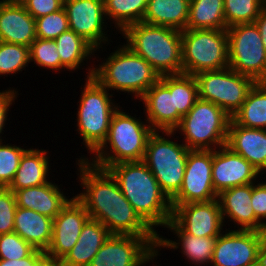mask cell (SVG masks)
<instances>
[{
  "label": "cell",
  "instance_id": "6da1fadb",
  "mask_svg": "<svg viewBox=\"0 0 266 266\" xmlns=\"http://www.w3.org/2000/svg\"><path fill=\"white\" fill-rule=\"evenodd\" d=\"M79 162L80 181L86 192L75 198L90 218L103 224L111 234L159 237L136 213L107 170L92 167L85 158Z\"/></svg>",
  "mask_w": 266,
  "mask_h": 266
},
{
  "label": "cell",
  "instance_id": "7a4b0ae2",
  "mask_svg": "<svg viewBox=\"0 0 266 266\" xmlns=\"http://www.w3.org/2000/svg\"><path fill=\"white\" fill-rule=\"evenodd\" d=\"M140 218L152 229L172 218L171 200L143 161L122 162L106 169ZM167 199V200H166Z\"/></svg>",
  "mask_w": 266,
  "mask_h": 266
},
{
  "label": "cell",
  "instance_id": "3957f363",
  "mask_svg": "<svg viewBox=\"0 0 266 266\" xmlns=\"http://www.w3.org/2000/svg\"><path fill=\"white\" fill-rule=\"evenodd\" d=\"M123 32L126 46L143 57L159 76L182 74V31L139 22Z\"/></svg>",
  "mask_w": 266,
  "mask_h": 266
},
{
  "label": "cell",
  "instance_id": "277c9868",
  "mask_svg": "<svg viewBox=\"0 0 266 266\" xmlns=\"http://www.w3.org/2000/svg\"><path fill=\"white\" fill-rule=\"evenodd\" d=\"M92 76L107 90L132 92L140 98L160 79L153 67L126 45L112 53L98 69H92L88 77Z\"/></svg>",
  "mask_w": 266,
  "mask_h": 266
},
{
  "label": "cell",
  "instance_id": "5b68a950",
  "mask_svg": "<svg viewBox=\"0 0 266 266\" xmlns=\"http://www.w3.org/2000/svg\"><path fill=\"white\" fill-rule=\"evenodd\" d=\"M147 126L117 109L111 118L108 136L95 151L96 161L94 160V164L91 165L106 170L118 163L142 161L148 138L154 132L151 125ZM107 142L114 155L103 152V149L108 146Z\"/></svg>",
  "mask_w": 266,
  "mask_h": 266
},
{
  "label": "cell",
  "instance_id": "8992f818",
  "mask_svg": "<svg viewBox=\"0 0 266 266\" xmlns=\"http://www.w3.org/2000/svg\"><path fill=\"white\" fill-rule=\"evenodd\" d=\"M182 73L200 72L229 67L227 30L186 29L182 31Z\"/></svg>",
  "mask_w": 266,
  "mask_h": 266
},
{
  "label": "cell",
  "instance_id": "52a82bcc",
  "mask_svg": "<svg viewBox=\"0 0 266 266\" xmlns=\"http://www.w3.org/2000/svg\"><path fill=\"white\" fill-rule=\"evenodd\" d=\"M230 120L219 106L198 98L176 128L184 132L189 149L211 150L213 144L220 149L226 145Z\"/></svg>",
  "mask_w": 266,
  "mask_h": 266
},
{
  "label": "cell",
  "instance_id": "ba28073f",
  "mask_svg": "<svg viewBox=\"0 0 266 266\" xmlns=\"http://www.w3.org/2000/svg\"><path fill=\"white\" fill-rule=\"evenodd\" d=\"M189 150L185 144L162 138L156 131L148 138L142 161L170 200L181 188Z\"/></svg>",
  "mask_w": 266,
  "mask_h": 266
},
{
  "label": "cell",
  "instance_id": "9c48e42d",
  "mask_svg": "<svg viewBox=\"0 0 266 266\" xmlns=\"http://www.w3.org/2000/svg\"><path fill=\"white\" fill-rule=\"evenodd\" d=\"M87 79L80 99L77 125L88 150L95 152L106 140L111 118L118 108H113L104 86L93 76Z\"/></svg>",
  "mask_w": 266,
  "mask_h": 266
},
{
  "label": "cell",
  "instance_id": "30bf717a",
  "mask_svg": "<svg viewBox=\"0 0 266 266\" xmlns=\"http://www.w3.org/2000/svg\"><path fill=\"white\" fill-rule=\"evenodd\" d=\"M194 76L198 84V98L216 104L230 117L241 108L256 83L253 78L230 67L204 71Z\"/></svg>",
  "mask_w": 266,
  "mask_h": 266
},
{
  "label": "cell",
  "instance_id": "8fae6325",
  "mask_svg": "<svg viewBox=\"0 0 266 266\" xmlns=\"http://www.w3.org/2000/svg\"><path fill=\"white\" fill-rule=\"evenodd\" d=\"M229 67L256 82H266V50L255 23L228 27Z\"/></svg>",
  "mask_w": 266,
  "mask_h": 266
},
{
  "label": "cell",
  "instance_id": "7c38bea8",
  "mask_svg": "<svg viewBox=\"0 0 266 266\" xmlns=\"http://www.w3.org/2000/svg\"><path fill=\"white\" fill-rule=\"evenodd\" d=\"M178 244L162 237L111 234L89 266H141L157 255L156 247L174 249Z\"/></svg>",
  "mask_w": 266,
  "mask_h": 266
},
{
  "label": "cell",
  "instance_id": "4fadbf2b",
  "mask_svg": "<svg viewBox=\"0 0 266 266\" xmlns=\"http://www.w3.org/2000/svg\"><path fill=\"white\" fill-rule=\"evenodd\" d=\"M266 256V232L235 230L216 238L213 266H252Z\"/></svg>",
  "mask_w": 266,
  "mask_h": 266
},
{
  "label": "cell",
  "instance_id": "5bb4252c",
  "mask_svg": "<svg viewBox=\"0 0 266 266\" xmlns=\"http://www.w3.org/2000/svg\"><path fill=\"white\" fill-rule=\"evenodd\" d=\"M217 197L212 181V149H190L182 185L171 199V206L207 202Z\"/></svg>",
  "mask_w": 266,
  "mask_h": 266
},
{
  "label": "cell",
  "instance_id": "9a60e30c",
  "mask_svg": "<svg viewBox=\"0 0 266 266\" xmlns=\"http://www.w3.org/2000/svg\"><path fill=\"white\" fill-rule=\"evenodd\" d=\"M222 223L220 204L214 199L172 206V218L166 226L176 233H188L200 238L218 237Z\"/></svg>",
  "mask_w": 266,
  "mask_h": 266
},
{
  "label": "cell",
  "instance_id": "2e32d148",
  "mask_svg": "<svg viewBox=\"0 0 266 266\" xmlns=\"http://www.w3.org/2000/svg\"><path fill=\"white\" fill-rule=\"evenodd\" d=\"M89 218L87 210L74 197L53 219L52 238L46 251L52 266H56L74 247L84 224Z\"/></svg>",
  "mask_w": 266,
  "mask_h": 266
},
{
  "label": "cell",
  "instance_id": "e0dca14e",
  "mask_svg": "<svg viewBox=\"0 0 266 266\" xmlns=\"http://www.w3.org/2000/svg\"><path fill=\"white\" fill-rule=\"evenodd\" d=\"M140 99L145 103L147 119L154 131L157 128L171 135L177 130L182 116L175 107L174 75L160 76Z\"/></svg>",
  "mask_w": 266,
  "mask_h": 266
},
{
  "label": "cell",
  "instance_id": "ac0fdd59",
  "mask_svg": "<svg viewBox=\"0 0 266 266\" xmlns=\"http://www.w3.org/2000/svg\"><path fill=\"white\" fill-rule=\"evenodd\" d=\"M221 149H212V181L216 194L232 187L252 184L260 172L226 145Z\"/></svg>",
  "mask_w": 266,
  "mask_h": 266
},
{
  "label": "cell",
  "instance_id": "d6986e66",
  "mask_svg": "<svg viewBox=\"0 0 266 266\" xmlns=\"http://www.w3.org/2000/svg\"><path fill=\"white\" fill-rule=\"evenodd\" d=\"M63 7L70 30L83 37L96 50L101 41H107L102 31L105 15L103 0H63Z\"/></svg>",
  "mask_w": 266,
  "mask_h": 266
},
{
  "label": "cell",
  "instance_id": "ffe728a7",
  "mask_svg": "<svg viewBox=\"0 0 266 266\" xmlns=\"http://www.w3.org/2000/svg\"><path fill=\"white\" fill-rule=\"evenodd\" d=\"M36 38L35 18L25 6L0 1V41L30 47Z\"/></svg>",
  "mask_w": 266,
  "mask_h": 266
},
{
  "label": "cell",
  "instance_id": "44dd1931",
  "mask_svg": "<svg viewBox=\"0 0 266 266\" xmlns=\"http://www.w3.org/2000/svg\"><path fill=\"white\" fill-rule=\"evenodd\" d=\"M252 184L232 187L218 194L222 218L228 216L241 225L240 230L266 232V223L255 218L251 206Z\"/></svg>",
  "mask_w": 266,
  "mask_h": 266
},
{
  "label": "cell",
  "instance_id": "7402d4cb",
  "mask_svg": "<svg viewBox=\"0 0 266 266\" xmlns=\"http://www.w3.org/2000/svg\"><path fill=\"white\" fill-rule=\"evenodd\" d=\"M226 146L245 158L259 172L266 169V128H246L231 119Z\"/></svg>",
  "mask_w": 266,
  "mask_h": 266
},
{
  "label": "cell",
  "instance_id": "603a6c76",
  "mask_svg": "<svg viewBox=\"0 0 266 266\" xmlns=\"http://www.w3.org/2000/svg\"><path fill=\"white\" fill-rule=\"evenodd\" d=\"M110 235L103 224L89 218L82 228L77 243L56 266H89Z\"/></svg>",
  "mask_w": 266,
  "mask_h": 266
},
{
  "label": "cell",
  "instance_id": "cb8c5ba5",
  "mask_svg": "<svg viewBox=\"0 0 266 266\" xmlns=\"http://www.w3.org/2000/svg\"><path fill=\"white\" fill-rule=\"evenodd\" d=\"M17 207L34 210L54 219L68 203L59 188L48 182L44 185L22 188L14 191Z\"/></svg>",
  "mask_w": 266,
  "mask_h": 266
},
{
  "label": "cell",
  "instance_id": "d4e9b609",
  "mask_svg": "<svg viewBox=\"0 0 266 266\" xmlns=\"http://www.w3.org/2000/svg\"><path fill=\"white\" fill-rule=\"evenodd\" d=\"M53 231V219L34 210L17 207L14 231L35 249L47 251Z\"/></svg>",
  "mask_w": 266,
  "mask_h": 266
},
{
  "label": "cell",
  "instance_id": "484cf974",
  "mask_svg": "<svg viewBox=\"0 0 266 266\" xmlns=\"http://www.w3.org/2000/svg\"><path fill=\"white\" fill-rule=\"evenodd\" d=\"M190 0H148L142 22L186 30Z\"/></svg>",
  "mask_w": 266,
  "mask_h": 266
},
{
  "label": "cell",
  "instance_id": "4316f807",
  "mask_svg": "<svg viewBox=\"0 0 266 266\" xmlns=\"http://www.w3.org/2000/svg\"><path fill=\"white\" fill-rule=\"evenodd\" d=\"M48 158L46 151L26 150L21 157L19 167L11 184L7 187L11 191L34 187L48 183Z\"/></svg>",
  "mask_w": 266,
  "mask_h": 266
},
{
  "label": "cell",
  "instance_id": "83f0119b",
  "mask_svg": "<svg viewBox=\"0 0 266 266\" xmlns=\"http://www.w3.org/2000/svg\"><path fill=\"white\" fill-rule=\"evenodd\" d=\"M231 119L246 128L266 127V82H256L248 92L241 108Z\"/></svg>",
  "mask_w": 266,
  "mask_h": 266
},
{
  "label": "cell",
  "instance_id": "f1b7e54d",
  "mask_svg": "<svg viewBox=\"0 0 266 266\" xmlns=\"http://www.w3.org/2000/svg\"><path fill=\"white\" fill-rule=\"evenodd\" d=\"M186 29H227L223 0H190Z\"/></svg>",
  "mask_w": 266,
  "mask_h": 266
},
{
  "label": "cell",
  "instance_id": "f546056e",
  "mask_svg": "<svg viewBox=\"0 0 266 266\" xmlns=\"http://www.w3.org/2000/svg\"><path fill=\"white\" fill-rule=\"evenodd\" d=\"M55 42L61 58V68H78L81 61L95 50L89 42L70 29L60 34Z\"/></svg>",
  "mask_w": 266,
  "mask_h": 266
},
{
  "label": "cell",
  "instance_id": "4dcf8cb0",
  "mask_svg": "<svg viewBox=\"0 0 266 266\" xmlns=\"http://www.w3.org/2000/svg\"><path fill=\"white\" fill-rule=\"evenodd\" d=\"M105 15L114 18L123 31L127 26L142 22L148 0H103Z\"/></svg>",
  "mask_w": 266,
  "mask_h": 266
},
{
  "label": "cell",
  "instance_id": "1f68e13d",
  "mask_svg": "<svg viewBox=\"0 0 266 266\" xmlns=\"http://www.w3.org/2000/svg\"><path fill=\"white\" fill-rule=\"evenodd\" d=\"M226 27L254 23L262 9L260 0H223Z\"/></svg>",
  "mask_w": 266,
  "mask_h": 266
},
{
  "label": "cell",
  "instance_id": "d6a6232c",
  "mask_svg": "<svg viewBox=\"0 0 266 266\" xmlns=\"http://www.w3.org/2000/svg\"><path fill=\"white\" fill-rule=\"evenodd\" d=\"M182 242L183 254L194 263L212 262L217 237H196L188 233H175ZM205 262V263H204Z\"/></svg>",
  "mask_w": 266,
  "mask_h": 266
},
{
  "label": "cell",
  "instance_id": "836d02e7",
  "mask_svg": "<svg viewBox=\"0 0 266 266\" xmlns=\"http://www.w3.org/2000/svg\"><path fill=\"white\" fill-rule=\"evenodd\" d=\"M198 99V84L195 76L188 74L174 75V101L178 113L183 117Z\"/></svg>",
  "mask_w": 266,
  "mask_h": 266
},
{
  "label": "cell",
  "instance_id": "e575fe53",
  "mask_svg": "<svg viewBox=\"0 0 266 266\" xmlns=\"http://www.w3.org/2000/svg\"><path fill=\"white\" fill-rule=\"evenodd\" d=\"M29 62V47L0 41V74L16 73Z\"/></svg>",
  "mask_w": 266,
  "mask_h": 266
},
{
  "label": "cell",
  "instance_id": "d590c367",
  "mask_svg": "<svg viewBox=\"0 0 266 266\" xmlns=\"http://www.w3.org/2000/svg\"><path fill=\"white\" fill-rule=\"evenodd\" d=\"M30 61L52 70L61 68V58L55 40L36 38L29 47Z\"/></svg>",
  "mask_w": 266,
  "mask_h": 266
},
{
  "label": "cell",
  "instance_id": "8d00e7d4",
  "mask_svg": "<svg viewBox=\"0 0 266 266\" xmlns=\"http://www.w3.org/2000/svg\"><path fill=\"white\" fill-rule=\"evenodd\" d=\"M35 21L37 38L55 40L60 34L69 30V21L64 7Z\"/></svg>",
  "mask_w": 266,
  "mask_h": 266
},
{
  "label": "cell",
  "instance_id": "74e56055",
  "mask_svg": "<svg viewBox=\"0 0 266 266\" xmlns=\"http://www.w3.org/2000/svg\"><path fill=\"white\" fill-rule=\"evenodd\" d=\"M25 151L21 147L0 143V187L7 188L11 184Z\"/></svg>",
  "mask_w": 266,
  "mask_h": 266
},
{
  "label": "cell",
  "instance_id": "f35d334b",
  "mask_svg": "<svg viewBox=\"0 0 266 266\" xmlns=\"http://www.w3.org/2000/svg\"><path fill=\"white\" fill-rule=\"evenodd\" d=\"M35 250L15 232L0 235V259H22L30 256Z\"/></svg>",
  "mask_w": 266,
  "mask_h": 266
},
{
  "label": "cell",
  "instance_id": "ab89813d",
  "mask_svg": "<svg viewBox=\"0 0 266 266\" xmlns=\"http://www.w3.org/2000/svg\"><path fill=\"white\" fill-rule=\"evenodd\" d=\"M16 209L14 192L8 188L0 187V235L14 231Z\"/></svg>",
  "mask_w": 266,
  "mask_h": 266
},
{
  "label": "cell",
  "instance_id": "60d3db41",
  "mask_svg": "<svg viewBox=\"0 0 266 266\" xmlns=\"http://www.w3.org/2000/svg\"><path fill=\"white\" fill-rule=\"evenodd\" d=\"M24 6L28 13L37 19L60 10L63 7V0H28Z\"/></svg>",
  "mask_w": 266,
  "mask_h": 266
},
{
  "label": "cell",
  "instance_id": "b9f144b4",
  "mask_svg": "<svg viewBox=\"0 0 266 266\" xmlns=\"http://www.w3.org/2000/svg\"><path fill=\"white\" fill-rule=\"evenodd\" d=\"M0 266H52L45 251L36 249L30 256L18 260L0 259Z\"/></svg>",
  "mask_w": 266,
  "mask_h": 266
},
{
  "label": "cell",
  "instance_id": "7bdbcfd3",
  "mask_svg": "<svg viewBox=\"0 0 266 266\" xmlns=\"http://www.w3.org/2000/svg\"><path fill=\"white\" fill-rule=\"evenodd\" d=\"M251 206L254 210L255 218L261 222L260 219L266 218V184H258L253 186L252 183V198Z\"/></svg>",
  "mask_w": 266,
  "mask_h": 266
},
{
  "label": "cell",
  "instance_id": "ee69618b",
  "mask_svg": "<svg viewBox=\"0 0 266 266\" xmlns=\"http://www.w3.org/2000/svg\"><path fill=\"white\" fill-rule=\"evenodd\" d=\"M14 90L3 91L0 92V133L2 132V128L4 127V122L6 121V114L8 111V107L12 104V101L15 97ZM1 143V139H0Z\"/></svg>",
  "mask_w": 266,
  "mask_h": 266
},
{
  "label": "cell",
  "instance_id": "f6af8a7d",
  "mask_svg": "<svg viewBox=\"0 0 266 266\" xmlns=\"http://www.w3.org/2000/svg\"><path fill=\"white\" fill-rule=\"evenodd\" d=\"M254 23L260 31L262 43L266 50V9L260 10V13Z\"/></svg>",
  "mask_w": 266,
  "mask_h": 266
},
{
  "label": "cell",
  "instance_id": "bcb514c9",
  "mask_svg": "<svg viewBox=\"0 0 266 266\" xmlns=\"http://www.w3.org/2000/svg\"><path fill=\"white\" fill-rule=\"evenodd\" d=\"M11 3L24 5L28 0H8Z\"/></svg>",
  "mask_w": 266,
  "mask_h": 266
},
{
  "label": "cell",
  "instance_id": "7dc6e473",
  "mask_svg": "<svg viewBox=\"0 0 266 266\" xmlns=\"http://www.w3.org/2000/svg\"><path fill=\"white\" fill-rule=\"evenodd\" d=\"M252 266H266V256L259 262Z\"/></svg>",
  "mask_w": 266,
  "mask_h": 266
},
{
  "label": "cell",
  "instance_id": "c3c4849f",
  "mask_svg": "<svg viewBox=\"0 0 266 266\" xmlns=\"http://www.w3.org/2000/svg\"><path fill=\"white\" fill-rule=\"evenodd\" d=\"M262 9H266V0H260Z\"/></svg>",
  "mask_w": 266,
  "mask_h": 266
}]
</instances>
